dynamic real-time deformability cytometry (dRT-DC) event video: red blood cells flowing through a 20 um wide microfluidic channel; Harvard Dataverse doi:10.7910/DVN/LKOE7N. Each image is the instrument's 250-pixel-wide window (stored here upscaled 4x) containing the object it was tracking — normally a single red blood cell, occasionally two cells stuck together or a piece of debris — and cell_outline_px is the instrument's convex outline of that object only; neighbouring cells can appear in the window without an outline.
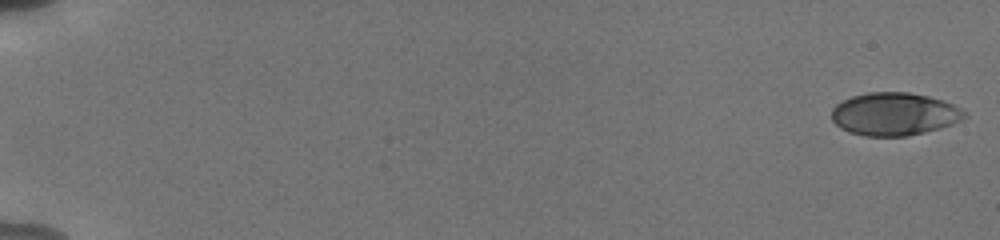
{"species": "human", "species_latin": "Homo sapiens", "temperature_condition": "cold", "stored_images_in_passage": 55, "camera_frame_rate_fps": 3000, "um_per_image_px": 0.085, "donor": {"sex": "male"}, "frame": {"image": 1, "passage_image": 1, "time_ms": 0.0, "image_size_px": [1000, 240], "cell_outline_px": [[968, 116], [952, 124], [940, 128], [908, 136], [864, 136], [848, 132], [840, 128], [832, 120], [832, 108], [836, 104], [852, 96], [868, 92], [908, 92], [928, 96], [944, 100], [968, 112]], "centroid_in_image_um": [76.02, 9.69], "position_along_channel_um": 9.0, "area_um2": 33.35}}
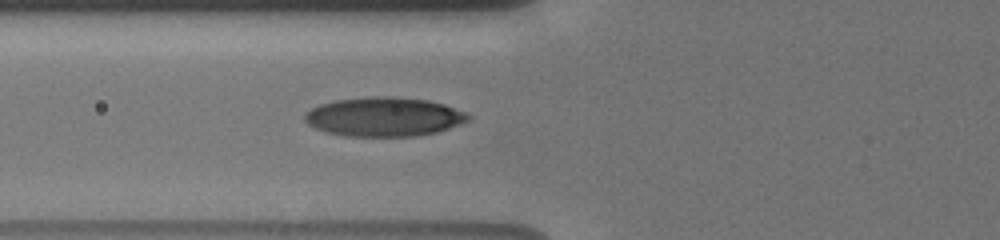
{"frame": {"image": 2, "passage_image": 23, "time_ms": 7.333, "image_size_px": [1000, 240], "cell_outline_px": [[472, 120], [436, 132], [416, 136], [344, 136], [328, 132], [316, 128], [308, 124], [304, 120], [304, 116], [312, 108], [320, 104], [336, 100], [372, 96], [384, 96], [428, 100], [444, 104], [464, 112], [472, 116]], "centroid_in_image_um": [32.66, 9.93], "position_along_channel_um": 93.1, "area_um2": 37.11}}
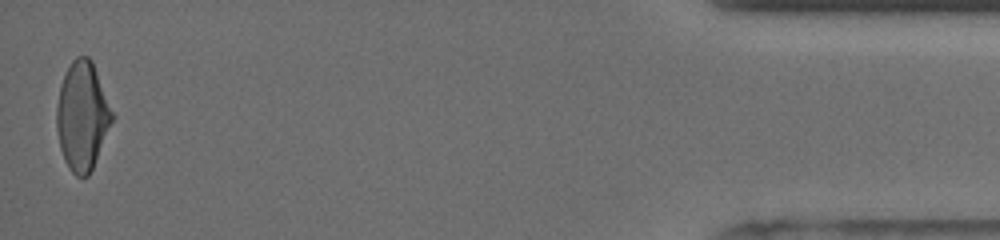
{"frame": {"image": 3, "passage_image": 55, "time_ms": 18.0, "image_size_px": [1000, 240], "cell_outline_px": [[116, 116], [92, 168], [88, 176], [76, 176], [72, 172], [64, 160], [60, 148], [56, 128], [56, 108], [60, 84], [72, 60], [76, 56], [88, 56], [92, 60]], "centroid_in_image_um": [7.01, 9.84], "position_along_channel_um": 428.2, "area_um2": 35.43}, "authors_computed_cell_mechanics": {"area_um2": 34.969, "velocity_mm_per_s": 3.8282, "shape_relaxation_time_tau1_ms": 6.3546, "shape_relaxation_time_tau2_ms": 1.351, "deformation_change_tau1": 0.1695, "deformation_change_tau2": 0.0691}}